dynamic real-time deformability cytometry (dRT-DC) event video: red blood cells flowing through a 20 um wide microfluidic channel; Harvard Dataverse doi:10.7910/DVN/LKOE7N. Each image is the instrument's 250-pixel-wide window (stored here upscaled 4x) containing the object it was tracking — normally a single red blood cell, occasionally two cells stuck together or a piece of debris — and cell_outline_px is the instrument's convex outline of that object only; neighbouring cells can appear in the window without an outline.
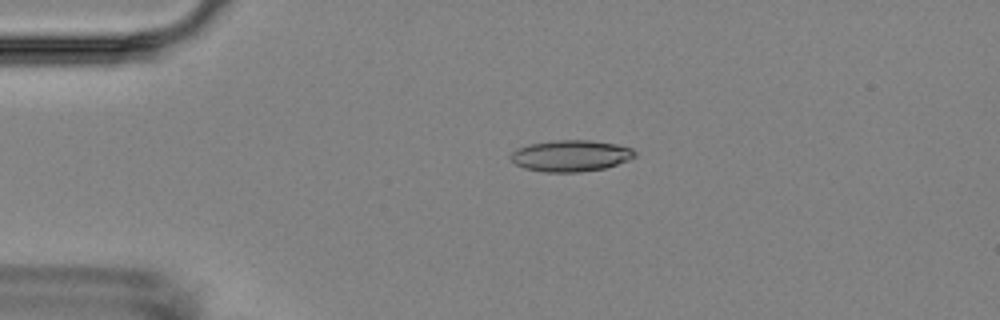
{"species": "Egyptian fruit bat (a non-hibernating species)", "species_latin": "Rousettus aegyptiacus", "temperature_condition": "room temperature", "stored_images_in_passage": 4, "camera_frame_rate_fps": 3000, "um_per_image_px": 0.085, "animal": {"sex": "female"}, "frame": {"image": 1, "passage_image": 3, "time_ms": 2.333, "image_size_px": [1000, 320], "cell_outline_px": [[636, 156], [628, 160], [604, 168], [580, 172], [544, 172], [524, 168], [516, 164], [508, 156], [516, 148], [528, 144], [556, 140], [592, 140], [616, 144], [632, 148], [636, 152]], "centroid_in_image_um": [48.49, 13.23], "position_along_channel_um": 36.5, "area_um2": 22.77}}